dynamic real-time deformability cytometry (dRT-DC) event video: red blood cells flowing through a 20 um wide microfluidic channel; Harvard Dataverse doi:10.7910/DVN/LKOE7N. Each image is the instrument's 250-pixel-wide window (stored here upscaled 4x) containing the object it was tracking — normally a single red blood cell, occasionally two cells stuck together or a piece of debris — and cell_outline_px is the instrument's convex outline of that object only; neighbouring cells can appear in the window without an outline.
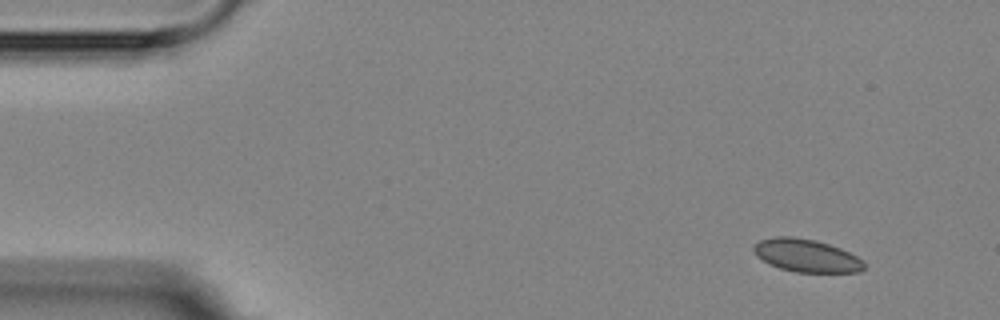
{"species": "Egyptian fruit bat (a non-hibernating species)", "species_latin": "Rousettus aegyptiacus", "temperature_condition": "room temperature", "stored_images_in_passage": 5, "camera_frame_rate_fps": 3000, "um_per_image_px": 0.085, "animal": {"sex": "female"}, "frame": {"image": 1, "passage_image": 1, "time_ms": 0.0, "image_size_px": [1000, 320], "cell_outline_px": [[864, 268], [860, 272], [796, 272], [780, 268], [756, 256], [752, 248], [760, 240], [772, 236], [792, 236], [816, 240], [840, 248], [864, 260]], "centroid_in_image_um": [68.55, 21.71], "position_along_channel_um": 16.5, "area_um2": 21.04}}